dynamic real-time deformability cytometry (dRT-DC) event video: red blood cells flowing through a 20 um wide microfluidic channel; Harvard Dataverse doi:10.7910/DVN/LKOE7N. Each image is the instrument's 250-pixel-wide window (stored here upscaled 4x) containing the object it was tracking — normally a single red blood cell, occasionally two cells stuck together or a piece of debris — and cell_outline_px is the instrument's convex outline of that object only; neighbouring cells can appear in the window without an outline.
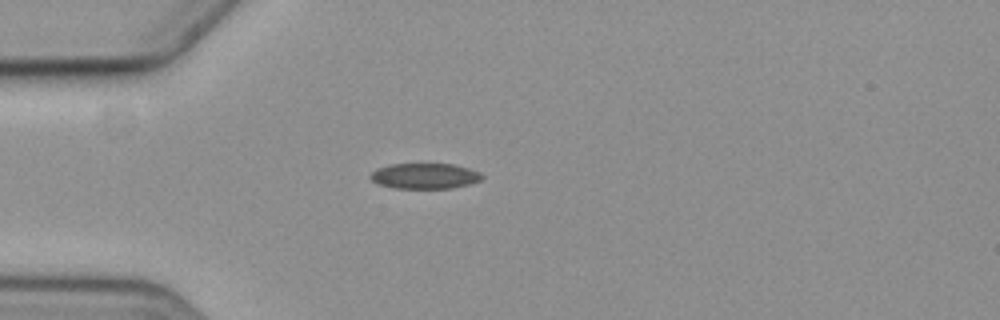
{"species": "common noctule bat (a hibernating species)", "species_latin": "Nyctalus noctula", "temperature_condition": "cold", "stored_images_in_passage": 1, "camera_frame_rate_fps": 3000, "um_per_image_px": 0.085, "animal": {"sex": "female", "body_mass_g": 19.3, "forearm_length_mm": 54.1}, "frame": {"image": 1, "passage_image": 1, "time_ms": 0.0, "image_size_px": [1000, 320], "cell_outline_px": [[484, 176], [480, 180], [468, 184], [452, 188], [396, 188], [380, 184], [372, 180], [368, 176], [376, 168], [392, 164], [456, 164], [480, 172]], "centroid_in_image_um": [36.11, 14.95], "position_along_channel_um": 48.9, "area_um2": 16.53}}